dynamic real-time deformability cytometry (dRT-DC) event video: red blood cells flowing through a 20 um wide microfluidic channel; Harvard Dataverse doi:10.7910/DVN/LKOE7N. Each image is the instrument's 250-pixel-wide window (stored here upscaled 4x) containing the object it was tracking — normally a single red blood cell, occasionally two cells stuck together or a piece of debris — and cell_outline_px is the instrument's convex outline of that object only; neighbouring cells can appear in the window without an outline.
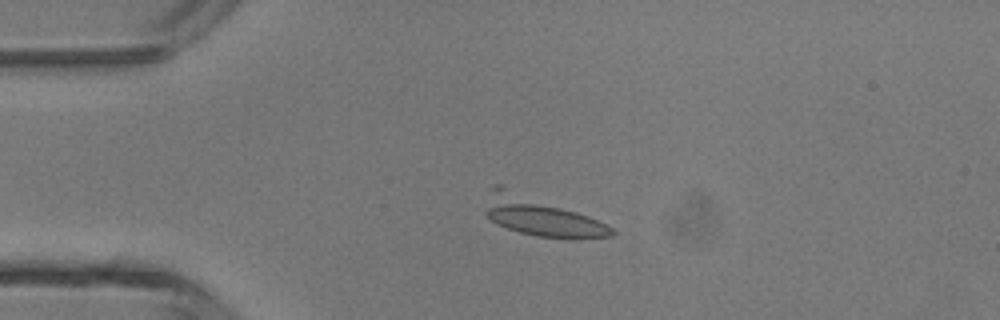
{"species": "common noctule bat (a hibernating species)", "species_latin": "Nyctalus noctula", "temperature_condition": "room temperature", "stored_images_in_passage": 4, "camera_frame_rate_fps": 3000, "um_per_image_px": 0.085, "animal": {"sex": "male", "body_mass_g": 13.3}, "frame": {"image": 1, "passage_image": 3, "time_ms": 0.667, "image_size_px": [1000, 320], "cell_outline_px": [[616, 232], [612, 236], [576, 240], [568, 240], [536, 236], [520, 232], [496, 224], [484, 212], [492, 188], [496, 184], [504, 184], [588, 216], [608, 224]], "centroid_in_image_um": [45.99, 18.4], "position_along_channel_um": 39.0, "area_um2": 29.13}}